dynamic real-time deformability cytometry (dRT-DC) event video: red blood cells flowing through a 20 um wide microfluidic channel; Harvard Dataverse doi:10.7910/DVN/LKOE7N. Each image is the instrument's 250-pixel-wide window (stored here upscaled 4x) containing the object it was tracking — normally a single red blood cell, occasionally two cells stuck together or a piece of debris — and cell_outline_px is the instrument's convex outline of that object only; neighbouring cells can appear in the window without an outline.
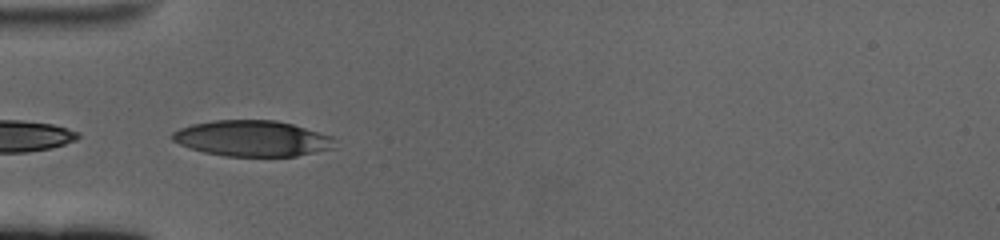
{"species": "human", "species_latin": "Homo sapiens", "temperature_condition": "cold", "stored_images_in_passage": 6, "camera_frame_rate_fps": 3000, "um_per_image_px": 0.085, "donor": {"sex": "female"}, "frame": {"image": 1, "passage_image": 1, "time_ms": 0.0, "image_size_px": [1000, 240], "cell_outline_px": [[336, 140], [332, 148], [296, 156], [224, 156], [204, 152], [180, 144], [172, 140], [172, 132], [180, 128], [192, 124], [212, 120], [276, 120], [292, 124], [332, 136]], "centroid_in_image_um": [21.43, 11.76], "position_along_channel_um": 63.6, "area_um2": 33.76}}